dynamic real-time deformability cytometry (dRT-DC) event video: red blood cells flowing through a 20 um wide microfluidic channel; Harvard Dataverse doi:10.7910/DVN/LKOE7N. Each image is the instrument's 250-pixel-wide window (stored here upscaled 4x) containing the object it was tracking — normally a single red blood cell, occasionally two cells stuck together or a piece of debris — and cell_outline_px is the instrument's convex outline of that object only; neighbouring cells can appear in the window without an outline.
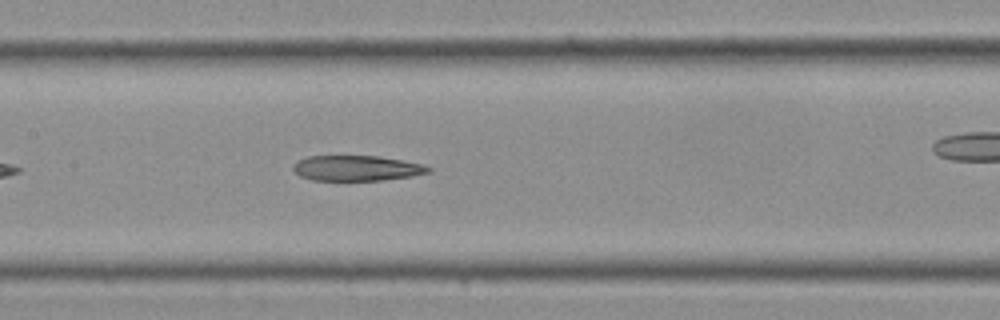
{"species": "Egyptian fruit bat (a non-hibernating species)", "species_latin": "Rousettus aegyptiacus", "temperature_condition": "cold", "stored_images_in_passage": 29, "camera_frame_rate_fps": 3000, "um_per_image_px": 0.085, "frame": {"image": 1, "passage_image": 9, "time_ms": 2.667, "image_size_px": [1000, 320], "cell_outline_px": [[432, 172], [412, 176], [380, 180], [312, 180], [300, 176], [292, 168], [292, 164], [296, 160], [308, 156], [380, 156], [404, 160], [424, 164], [432, 168]], "centroid_in_image_um": [30.33, 14.28], "position_along_channel_um": 177.1, "area_um2": 20.17}}
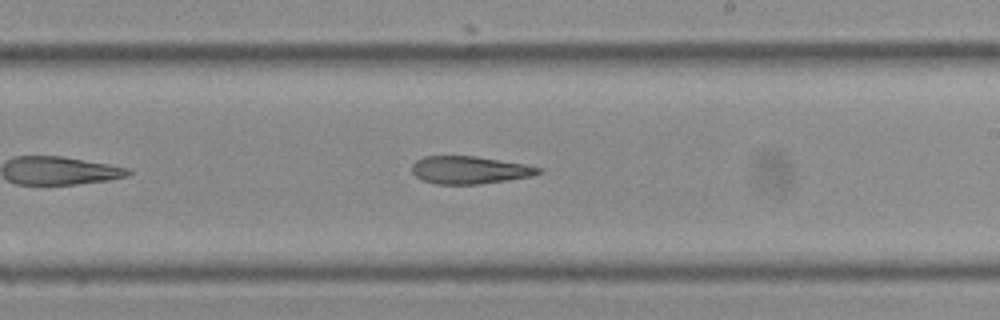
{"frame": {"image": 2, "passage_image": 13, "time_ms": 4.0, "image_size_px": [1000, 320], "cell_outline_px": [[544, 172], [532, 176], [480, 184], [436, 184], [420, 180], [412, 172], [412, 164], [416, 160], [424, 156], [476, 156], [524, 164], [540, 168]], "centroid_in_image_um": [39.88, 14.45], "position_along_channel_um": 249.1, "area_um2": 20.4}}